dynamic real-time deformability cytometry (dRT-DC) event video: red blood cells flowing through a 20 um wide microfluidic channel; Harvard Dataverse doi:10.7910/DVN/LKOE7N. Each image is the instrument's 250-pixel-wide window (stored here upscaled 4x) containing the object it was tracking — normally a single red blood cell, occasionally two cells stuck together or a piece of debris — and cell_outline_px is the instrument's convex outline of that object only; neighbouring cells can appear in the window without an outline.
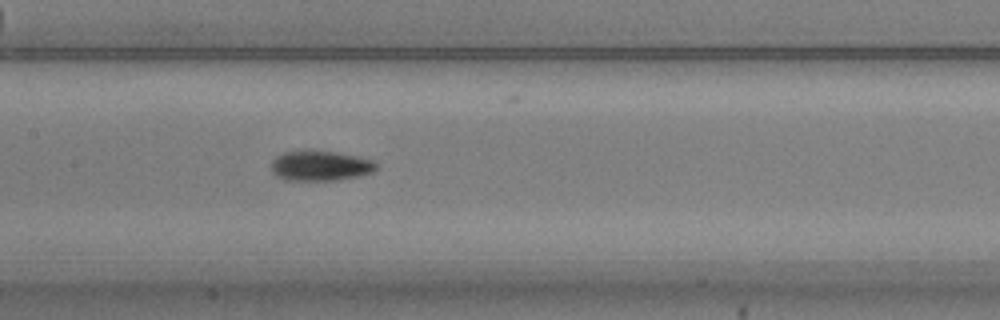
{"species": "common noctule bat (a hibernating species)", "species_latin": "Nyctalus noctula", "temperature_condition": "warm", "stored_images_in_passage": 37, "camera_frame_rate_fps": 3000, "um_per_image_px": 0.085, "animal": {"sex": "male", "body_mass_g": 20.5, "forearm_length_mm": 52.5}, "frame": {"image": 1, "passage_image": 9, "time_ms": 2.667, "image_size_px": [1000, 320], "cell_outline_px": [[380, 168], [372, 172], [356, 176], [336, 180], [284, 180], [276, 176], [272, 172], [272, 160], [276, 156], [284, 152], [308, 148], [312, 148], [360, 156], [372, 160]], "centroid_in_image_um": [27.21, 14.05], "position_along_channel_um": 180.2, "area_um2": 18.96}}
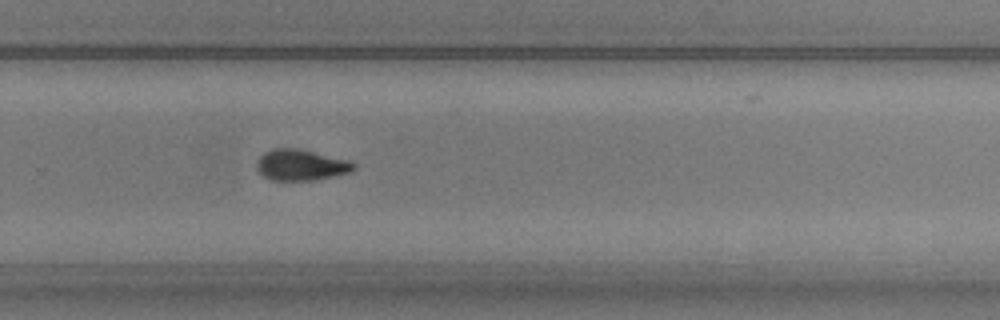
{"frame": {"image": 2, "passage_image": 19, "time_ms": 6.0, "image_size_px": [1000, 320], "cell_outline_px": [[356, 168], [352, 172], [312, 180], [272, 180], [264, 176], [256, 168], [256, 160], [264, 152], [272, 148], [300, 148], [348, 160], [356, 164]], "centroid_in_image_um": [25.57, 14.01], "position_along_channel_um": 304.2, "area_um2": 17.63}}
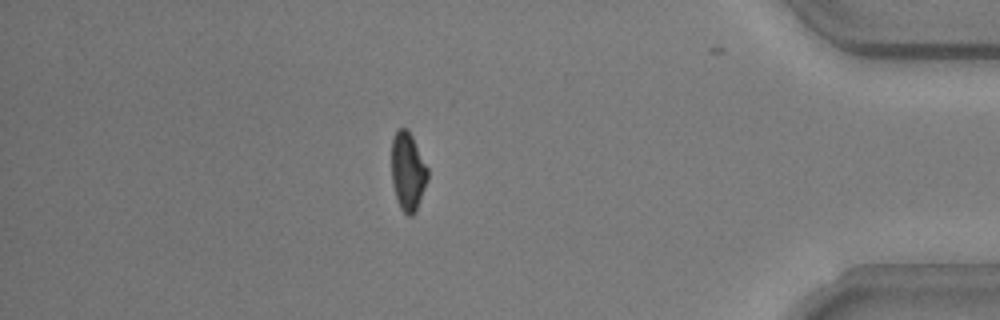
{"frame": {"image": 3, "passage_image": 30, "time_ms": 9.667, "image_size_px": [1000, 320], "cell_outline_px": [[428, 180], [416, 212], [412, 216], [408, 216], [400, 208], [392, 184], [392, 140], [396, 132], [400, 128], [408, 128], [428, 168]], "centroid_in_image_um": [34.68, 14.59], "position_along_channel_um": 400.5, "area_um2": 16.53}}